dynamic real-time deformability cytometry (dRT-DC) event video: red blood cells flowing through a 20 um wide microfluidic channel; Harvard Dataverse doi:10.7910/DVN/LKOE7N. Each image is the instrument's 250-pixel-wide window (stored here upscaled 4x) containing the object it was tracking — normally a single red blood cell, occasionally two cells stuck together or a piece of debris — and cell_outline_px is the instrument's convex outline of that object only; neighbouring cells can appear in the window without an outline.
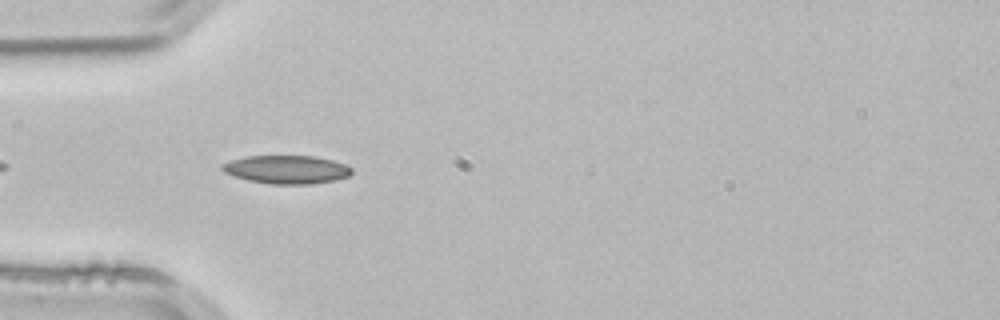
{"species": "common noctule bat (a hibernating species)", "species_latin": "Nyctalus noctula", "temperature_condition": "room temperature", "stored_images_in_passage": 10, "camera_frame_rate_fps": 3000, "um_per_image_px": 0.085, "animal": {"sex": "male", "body_mass_g": 21.5, "forearm_length_mm": 52.0}, "frame": {"image": 1, "passage_image": 4, "time_ms": 1.0, "image_size_px": [1000, 320], "cell_outline_px": [[352, 172], [348, 176], [336, 180], [308, 184], [268, 184], [248, 180], [232, 176], [224, 172], [220, 168], [220, 164], [232, 160], [248, 156], [316, 156], [332, 160], [344, 164], [352, 168]], "centroid_in_image_um": [24.34, 14.41], "position_along_channel_um": 60.7, "area_um2": 21.44}}